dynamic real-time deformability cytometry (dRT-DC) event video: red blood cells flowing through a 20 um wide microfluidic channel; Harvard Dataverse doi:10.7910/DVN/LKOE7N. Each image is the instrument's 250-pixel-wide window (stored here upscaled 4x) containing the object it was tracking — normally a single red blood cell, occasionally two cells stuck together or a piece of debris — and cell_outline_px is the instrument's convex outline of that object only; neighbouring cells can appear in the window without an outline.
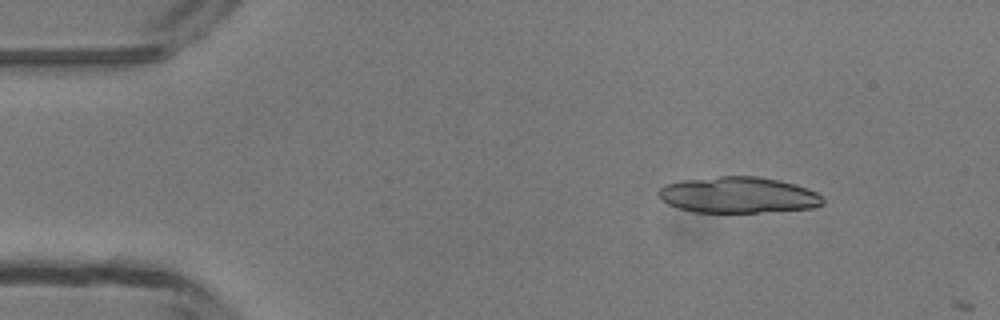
{"species": "common noctule bat (a hibernating species)", "species_latin": "Nyctalus noctula", "temperature_condition": "room temperature", "stored_images_in_passage": 7, "camera_frame_rate_fps": 3000, "um_per_image_px": 0.085, "animal": {"sex": "male", "body_mass_g": 13.3}, "frame": {"image": 1, "passage_image": 6, "time_ms": 1.667, "image_size_px": [1000, 320], "cell_outline_px": [[824, 204], [812, 208], [756, 212], [692, 212], [668, 204], [660, 200], [656, 196], [656, 192], [664, 184], [684, 180], [720, 176], [756, 176], [780, 180], [816, 192], [824, 196]], "centroid_in_image_um": [62.7, 16.57], "position_along_channel_um": 22.3, "area_um2": 34.62}}